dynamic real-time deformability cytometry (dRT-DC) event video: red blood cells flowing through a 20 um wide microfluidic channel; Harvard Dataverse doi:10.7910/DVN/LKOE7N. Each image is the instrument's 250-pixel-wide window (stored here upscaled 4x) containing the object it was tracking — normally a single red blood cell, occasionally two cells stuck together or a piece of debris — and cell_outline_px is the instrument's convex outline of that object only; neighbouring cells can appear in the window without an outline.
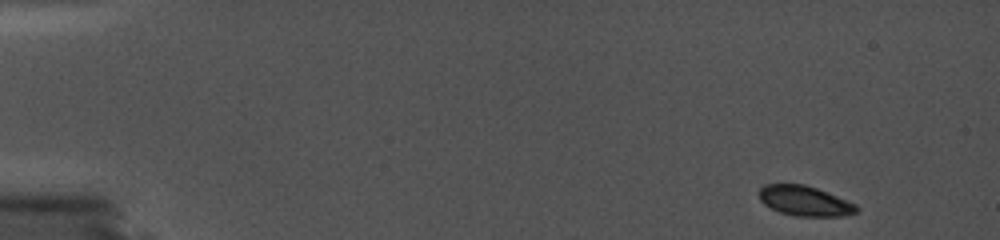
{"species": "common noctule bat (a hibernating species)", "species_latin": "Nyctalus noctula", "temperature_condition": "cold", "stored_images_in_passage": 37, "camera_frame_rate_fps": 5000, "um_per_image_px": 0.085, "animal": {"sex": "female", "body_mass_g": 19.0, "forearm_length_mm": 56.7}, "frame": {"image": 1, "passage_image": 1, "time_ms": 0.0, "image_size_px": [1000, 240], "cell_outline_px": [[860, 208], [856, 212], [848, 216], [796, 216], [780, 212], [768, 208], [760, 200], [760, 188], [768, 184], [800, 184], [816, 188], [844, 200]], "centroid_in_image_um": [68.36, 17.1], "position_along_channel_um": 16.6, "area_um2": 16.7}}
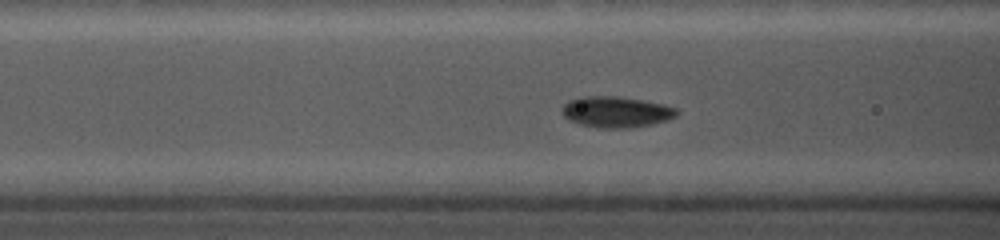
{"frame": {"image": 2, "passage_image": 26, "time_ms": 5.0, "image_size_px": [1000, 240], "cell_outline_px": [[680, 112], [676, 116], [668, 120], [652, 124], [628, 128], [596, 128], [580, 124], [568, 120], [564, 116], [564, 104], [568, 100], [580, 96], [616, 96], [664, 104], [676, 108]], "centroid_in_image_um": [52.38, 9.52], "position_along_channel_um": 114.2, "area_um2": 20.75}}
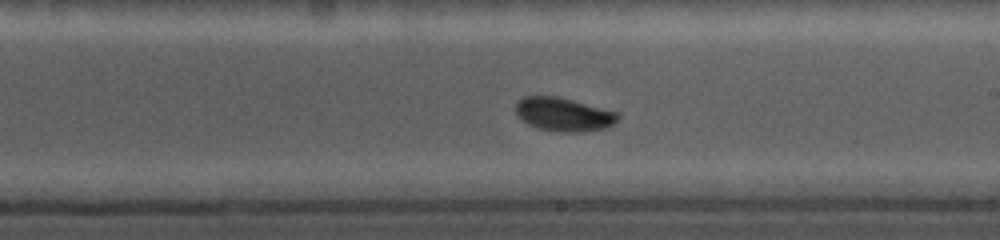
{"frame": {"image": 3, "passage_image": 37, "time_ms": 7.2, "image_size_px": [1000, 240], "cell_outline_px": [[620, 116], [612, 124], [604, 128], [580, 132], [560, 132], [540, 128], [528, 124], [516, 116], [516, 104], [524, 96], [556, 96], [572, 100], [616, 112]], "centroid_in_image_um": [47.87, 9.72], "position_along_channel_um": 241.1, "area_um2": 19.65}}